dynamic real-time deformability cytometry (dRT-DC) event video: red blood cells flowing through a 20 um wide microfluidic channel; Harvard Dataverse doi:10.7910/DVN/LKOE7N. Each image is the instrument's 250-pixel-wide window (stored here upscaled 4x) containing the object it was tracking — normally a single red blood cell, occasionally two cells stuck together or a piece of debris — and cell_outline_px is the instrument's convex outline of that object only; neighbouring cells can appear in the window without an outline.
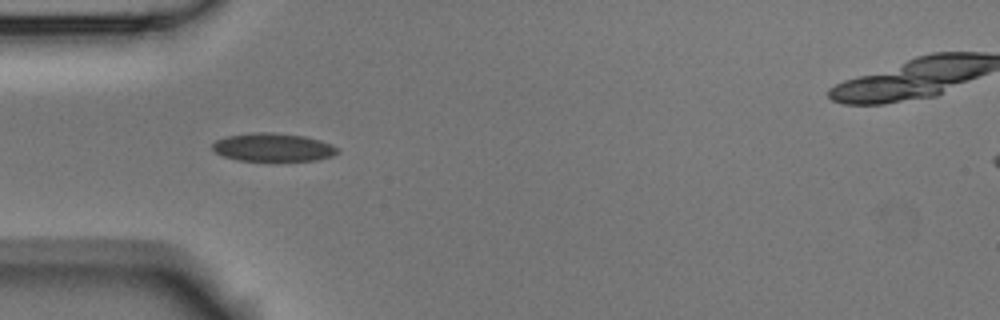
{"species": "Egyptian fruit bat (a non-hibernating species)", "species_latin": "Rousettus aegyptiacus", "temperature_condition": "room temperature", "stored_images_in_passage": 11, "camera_frame_rate_fps": 3000, "um_per_image_px": 0.085, "animal": {"sex": "male"}, "frame": {"image": 1, "passage_image": 4, "time_ms": 1.0, "image_size_px": [1000, 320], "cell_outline_px": [[340, 152], [332, 156], [316, 160], [240, 160], [224, 156], [216, 152], [212, 148], [212, 144], [216, 140], [228, 136], [252, 132], [276, 132], [304, 136], [320, 140], [332, 144]], "centroid_in_image_um": [23.22, 12.5], "position_along_channel_um": 61.8, "area_um2": 20.4}}
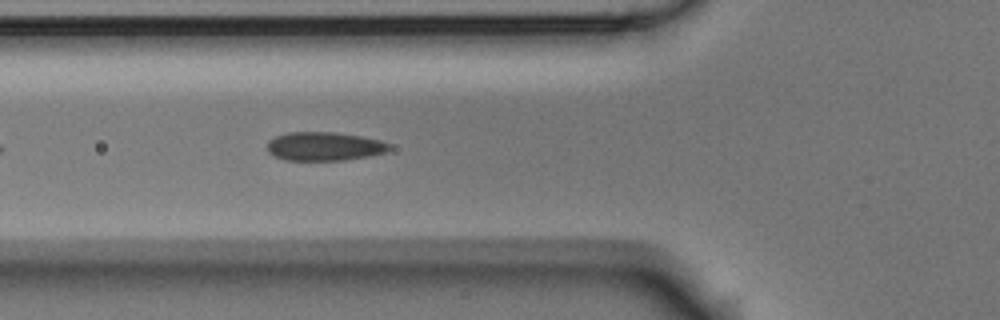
{"frame": {"image": 2, "passage_image": 7, "time_ms": 2.0, "image_size_px": [1000, 320], "cell_outline_px": [[392, 148], [384, 152], [368, 156], [344, 160], [284, 160], [268, 152], [268, 140], [276, 136], [288, 132], [336, 132], [360, 136], [380, 140], [392, 144]], "centroid_in_image_um": [27.58, 12.43], "position_along_channel_um": 98.2, "area_um2": 20.4}}